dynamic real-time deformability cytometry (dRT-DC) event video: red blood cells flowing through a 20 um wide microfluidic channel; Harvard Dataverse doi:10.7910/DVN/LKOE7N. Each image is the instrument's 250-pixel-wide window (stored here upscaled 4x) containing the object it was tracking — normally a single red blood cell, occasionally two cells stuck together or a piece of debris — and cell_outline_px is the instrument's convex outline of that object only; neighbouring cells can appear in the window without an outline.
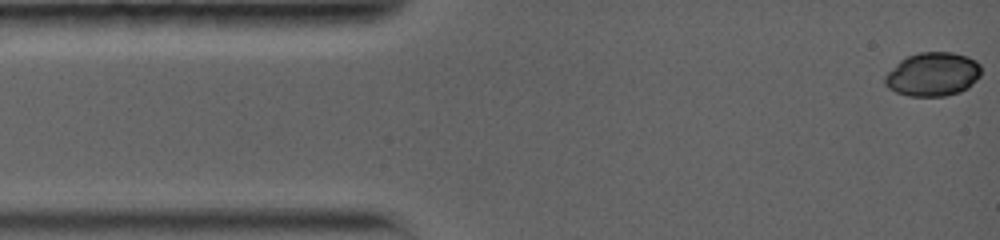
{"species": "common noctule bat (a hibernating species)", "species_latin": "Nyctalus noctula", "temperature_condition": "warm", "stored_images_in_passage": 30, "camera_frame_rate_fps": 5000, "um_per_image_px": 0.085, "animal": {"sex": "female", "body_mass_g": 19.0, "forearm_length_mm": 56.7}, "frame": {"image": 1, "passage_image": 1, "time_ms": 0.0, "image_size_px": [1000, 240], "cell_outline_px": [[980, 76], [968, 88], [960, 92], [944, 96], [908, 96], [896, 92], [888, 88], [884, 84], [884, 76], [900, 60], [908, 56], [920, 52], [952, 52], [968, 56], [976, 60], [980, 64]], "centroid_in_image_um": [79.29, 6.31], "position_along_channel_um": 5.7, "area_um2": 24.68}}
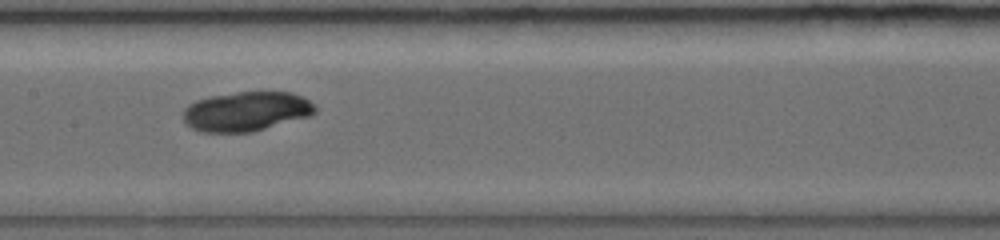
{"frame": {"image": 2, "passage_image": 16, "time_ms": 6.8, "image_size_px": [1000, 240], "cell_outline_px": [[316, 112], [308, 116], [252, 132], [200, 132], [192, 128], [184, 120], [184, 108], [188, 104], [196, 100], [208, 96], [236, 92], [292, 92], [316, 104]], "centroid_in_image_um": [20.92, 9.46], "position_along_channel_um": 186.5, "area_um2": 30.35}}
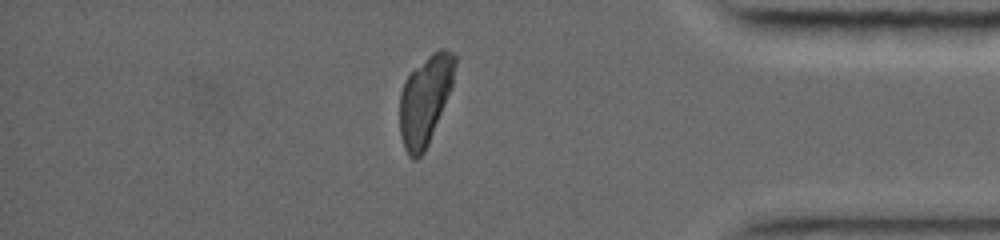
{"frame": {"image": 3, "passage_image": 30, "time_ms": 13.0, "image_size_px": [1000, 240], "cell_outline_px": [[456, 64], [452, 84], [428, 144], [424, 152], [416, 160], [412, 160], [408, 156], [404, 148], [400, 136], [400, 92], [404, 80], [432, 52], [440, 48], [444, 48], [452, 52], [456, 56]], "centroid_in_image_um": [36.11, 8.51], "position_along_channel_um": 399.1, "area_um2": 28.32}, "authors_computed_cell_mechanics": {"area_um2": 29.7959, "velocity_mm_per_s": 3.8337, "shape_relaxation_time_tau1_ms": 6.3242, "shape_relaxation_time_tau2_ms": null, "deformation_change_tau1": 0.0825, "deformation_change_tau2": null}}